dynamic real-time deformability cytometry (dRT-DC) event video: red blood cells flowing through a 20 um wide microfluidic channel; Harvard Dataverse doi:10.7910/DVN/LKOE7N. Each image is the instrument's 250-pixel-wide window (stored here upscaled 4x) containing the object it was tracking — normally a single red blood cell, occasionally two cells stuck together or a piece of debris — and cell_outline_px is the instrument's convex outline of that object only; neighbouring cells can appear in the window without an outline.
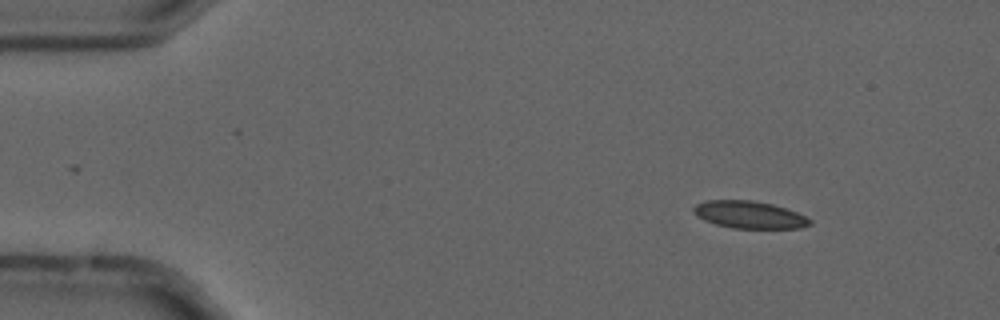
{"species": "common noctule bat (a hibernating species)", "species_latin": "Nyctalus noctula", "temperature_condition": "cold", "stored_images_in_passage": 7, "camera_frame_rate_fps": 3000, "um_per_image_px": 0.085, "animal": {"sex": "male", "forearm_length_mm": 52.5}, "frame": {"image": 1, "passage_image": 1, "time_ms": 0.0, "image_size_px": [1000, 320], "cell_outline_px": [[812, 224], [800, 228], [732, 228], [716, 224], [704, 220], [696, 216], [692, 208], [696, 204], [704, 200], [752, 200], [772, 204], [796, 212], [812, 220]], "centroid_in_image_um": [63.67, 18.25], "position_along_channel_um": 21.3, "area_um2": 18.5}}
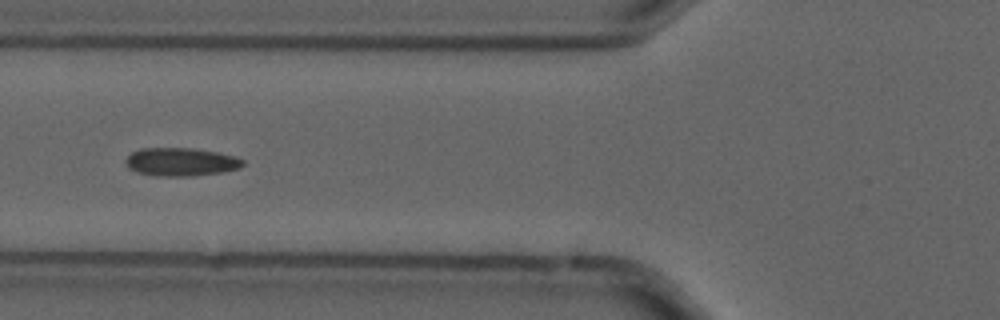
{"frame": {"image": 2, "passage_image": 5, "time_ms": 1.333, "image_size_px": [1000, 320], "cell_outline_px": [[244, 164], [240, 168], [224, 172], [192, 176], [160, 176], [140, 172], [128, 168], [124, 160], [132, 152], [140, 148], [192, 148], [216, 152], [236, 156], [244, 160]], "centroid_in_image_um": [15.41, 13.76], "position_along_channel_um": 110.4, "area_um2": 19.31}}
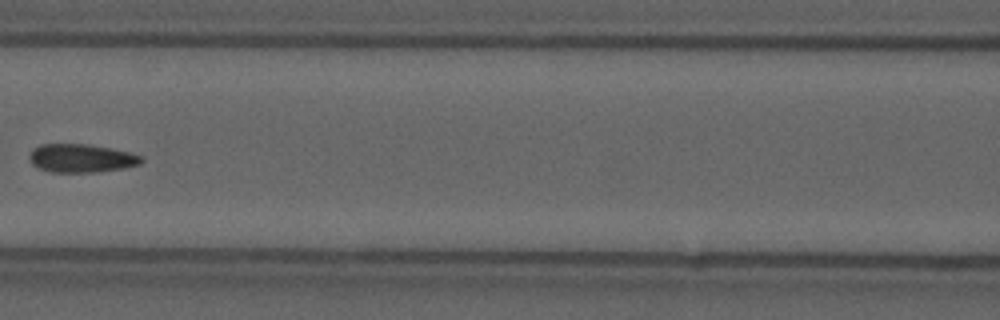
{"frame": {"image": 3, "passage_image": 6, "time_ms": 1.667, "image_size_px": [1000, 320], "cell_outline_px": [[144, 160], [140, 164], [124, 168], [96, 172], [52, 172], [36, 168], [32, 164], [28, 156], [32, 148], [40, 144], [88, 144], [112, 148], [128, 152], [140, 156]], "centroid_in_image_um": [6.87, 13.45], "position_along_channel_um": 159.7, "area_um2": 18.67}}